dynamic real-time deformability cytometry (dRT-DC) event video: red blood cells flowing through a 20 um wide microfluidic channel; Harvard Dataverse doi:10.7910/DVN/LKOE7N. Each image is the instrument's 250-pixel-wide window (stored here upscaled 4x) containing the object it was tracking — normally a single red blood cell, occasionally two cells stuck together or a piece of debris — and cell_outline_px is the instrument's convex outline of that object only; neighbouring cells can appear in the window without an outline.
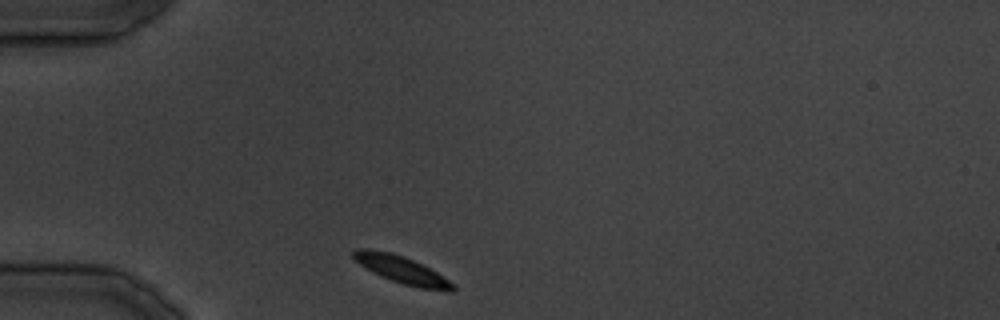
{"species": "common noctule bat (a hibernating species)", "species_latin": "Nyctalus noctula", "temperature_condition": "cold", "stored_images_in_passage": 28, "camera_frame_rate_fps": 3000, "um_per_image_px": 0.085, "animal": {"sex": "male", "body_mass_g": 19.5, "forearm_length_mm": 54.6}, "frame": {"image": 1, "passage_image": 1, "time_ms": 0.0, "image_size_px": [1000, 320], "cell_outline_px": [[456, 288], [452, 292], [448, 292], [420, 288], [404, 284], [380, 276], [372, 272], [360, 264], [352, 256], [352, 252], [356, 248], [368, 248], [392, 252], [404, 256], [436, 272], [456, 284]], "centroid_in_image_um": [34.16, 22.93], "position_along_channel_um": 50.8, "area_um2": 15.9}}
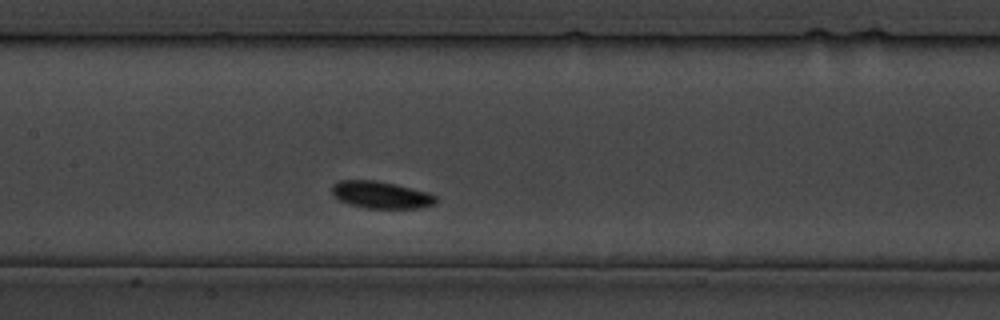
{"frame": {"image": 2, "passage_image": 9, "time_ms": 10.0, "image_size_px": [1000, 320], "cell_outline_px": [[436, 204], [416, 208], [364, 208], [348, 204], [332, 196], [332, 184], [340, 180], [376, 180], [396, 184], [428, 192], [436, 196]], "centroid_in_image_um": [32.35, 16.56], "position_along_channel_um": 175.0, "area_um2": 16.53}}
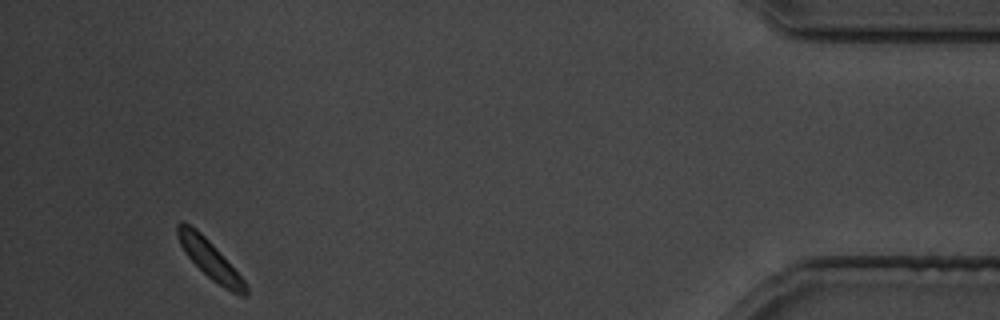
{"frame": {"image": 3, "passage_image": 26, "time_ms": 31.0, "image_size_px": [1000, 320], "cell_outline_px": [[248, 296], [240, 296], [224, 288], [212, 280], [184, 252], [180, 244], [176, 232], [176, 224], [180, 220], [184, 220], [196, 228], [216, 248], [244, 280], [248, 288]], "centroid_in_image_um": [17.82, 22.02], "position_along_channel_um": 417.4, "area_um2": 15.14}}